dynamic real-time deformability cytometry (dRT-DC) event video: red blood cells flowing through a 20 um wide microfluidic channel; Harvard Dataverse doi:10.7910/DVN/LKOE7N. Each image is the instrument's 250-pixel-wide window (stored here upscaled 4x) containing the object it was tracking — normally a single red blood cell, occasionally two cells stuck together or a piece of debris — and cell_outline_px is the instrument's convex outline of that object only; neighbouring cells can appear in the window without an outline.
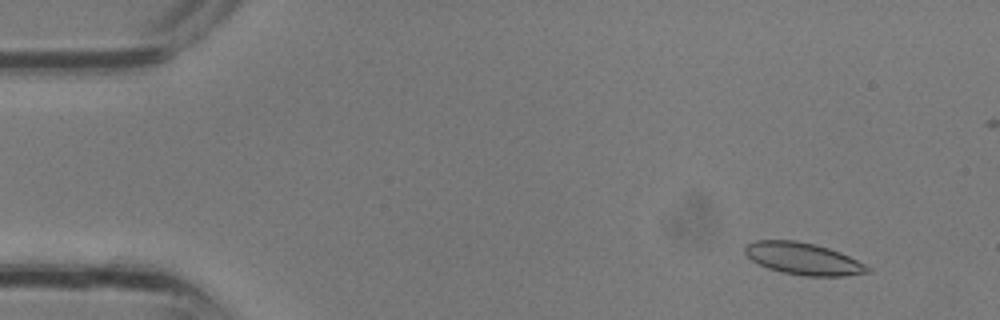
{"species": "common noctule bat (a hibernating species)", "species_latin": "Nyctalus noctula", "temperature_condition": "room temperature", "stored_images_in_passage": 4, "camera_frame_rate_fps": 3000, "um_per_image_px": 0.085, "animal": {"sex": "male", "body_mass_g": 13.3}, "frame": {"image": 1, "passage_image": 1, "time_ms": 0.0, "image_size_px": [1000, 320], "cell_outline_px": [[872, 272], [844, 276], [808, 276], [784, 272], [768, 268], [752, 260], [744, 252], [744, 244], [756, 240], [796, 240], [816, 244], [840, 252], [872, 268]], "centroid_in_image_um": [68.28, 21.98], "position_along_channel_um": 16.7, "area_um2": 22.83}}
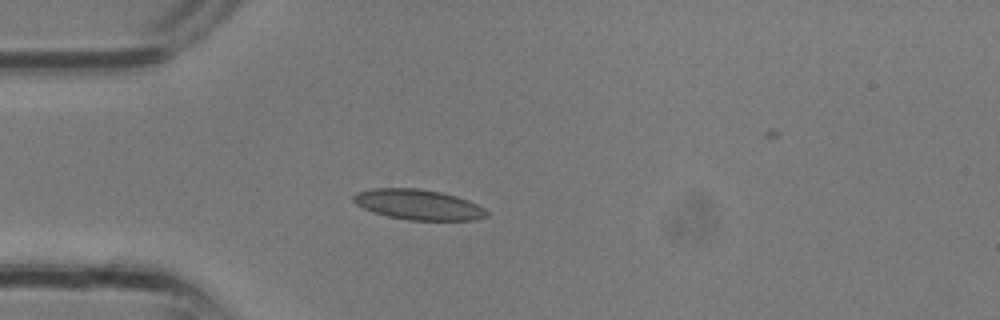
{"frame": {"image": 2, "passage_image": 3, "time_ms": 0.667, "image_size_px": [1000, 320], "cell_outline_px": [[488, 216], [476, 220], [408, 220], [388, 216], [372, 212], [356, 204], [352, 200], [352, 196], [356, 192], [372, 188], [420, 188], [440, 192], [456, 196], [468, 200], [484, 208], [488, 212]], "centroid_in_image_um": [35.54, 17.39], "position_along_channel_um": 49.5, "area_um2": 23.64}}